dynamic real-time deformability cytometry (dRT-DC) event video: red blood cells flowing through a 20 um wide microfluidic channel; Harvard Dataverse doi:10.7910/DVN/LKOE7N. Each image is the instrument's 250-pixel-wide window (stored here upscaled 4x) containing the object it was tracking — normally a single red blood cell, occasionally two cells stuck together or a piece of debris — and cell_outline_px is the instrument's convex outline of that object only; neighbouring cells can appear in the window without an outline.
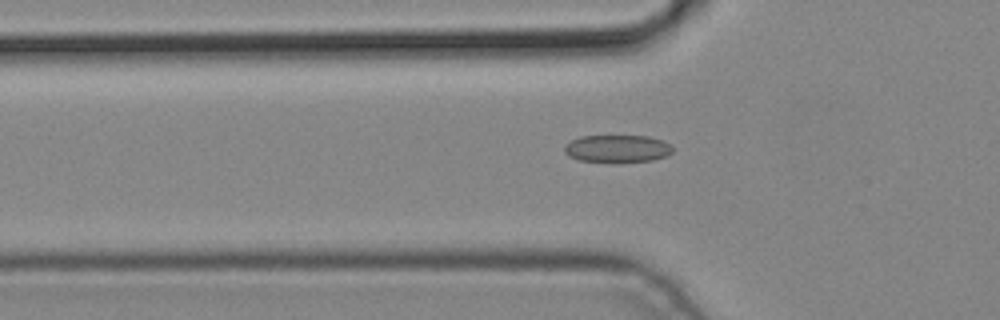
{"species": "common noctule bat (a hibernating species)", "species_latin": "Nyctalus noctula", "temperature_condition": "cold", "stored_images_in_passage": 6, "camera_frame_rate_fps": 3000, "um_per_image_px": 0.085, "animal": {"sex": "male", "body_mass_g": 19.2, "forearm_length_mm": 51.8}, "frame": {"image": 1, "passage_image": 6, "time_ms": 1.667, "image_size_px": [1000, 320], "cell_outline_px": [[672, 152], [668, 156], [652, 160], [612, 164], [580, 160], [568, 156], [564, 152], [564, 144], [580, 136], [648, 136], [660, 140], [668, 144], [672, 148]], "centroid_in_image_um": [52.43, 12.66], "position_along_channel_um": 73.4, "area_um2": 17.74}}